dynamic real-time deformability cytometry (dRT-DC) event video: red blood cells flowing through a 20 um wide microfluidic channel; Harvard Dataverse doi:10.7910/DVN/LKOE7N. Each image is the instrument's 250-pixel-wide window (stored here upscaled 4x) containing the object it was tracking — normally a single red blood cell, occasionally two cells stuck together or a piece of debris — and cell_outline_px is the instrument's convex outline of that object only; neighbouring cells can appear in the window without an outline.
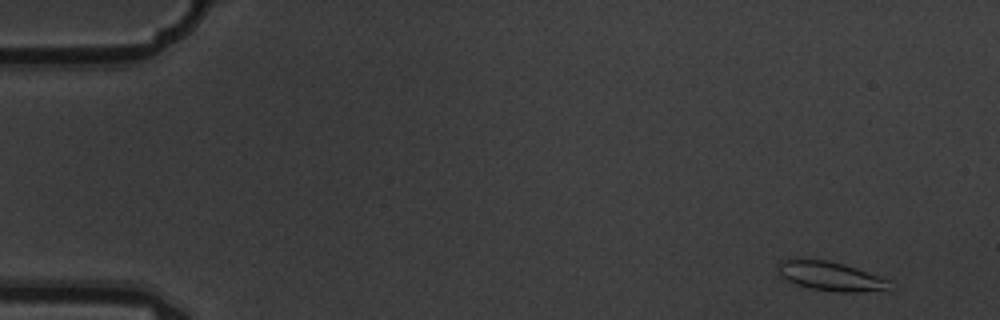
{"species": "common noctule bat (a hibernating species)", "species_latin": "Nyctalus noctula", "temperature_condition": "warm", "stored_images_in_passage": 4, "camera_frame_rate_fps": 3000, "um_per_image_px": 0.085, "animal": {"sex": "male", "body_mass_g": 19.5, "forearm_length_mm": 54.6}, "frame": {"image": 1, "passage_image": 1, "time_ms": 0.0, "image_size_px": [1000, 320], "cell_outline_px": [[888, 280], [884, 288], [860, 292], [840, 292], [812, 288], [796, 284], [788, 280], [780, 272], [780, 260], [800, 256], [828, 260], [844, 264], [880, 276]], "centroid_in_image_um": [70.5, 23.41], "position_along_channel_um": 14.5, "area_um2": 18.61}}